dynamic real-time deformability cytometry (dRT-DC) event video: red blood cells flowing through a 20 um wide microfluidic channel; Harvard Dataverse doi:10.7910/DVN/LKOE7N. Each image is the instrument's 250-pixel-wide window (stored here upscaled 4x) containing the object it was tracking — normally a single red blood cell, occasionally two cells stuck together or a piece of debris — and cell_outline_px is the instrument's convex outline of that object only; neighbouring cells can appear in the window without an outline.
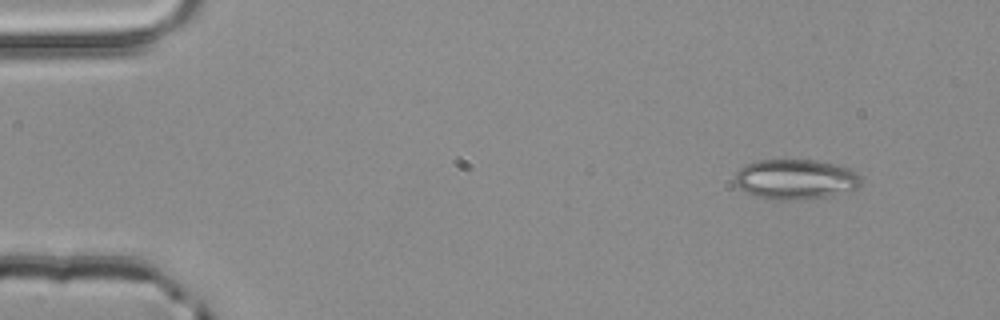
{"species": "common noctule bat (a hibernating species)", "species_latin": "Nyctalus noctula", "temperature_condition": "room temperature", "stored_images_in_passage": 3, "camera_frame_rate_fps": 3000, "um_per_image_px": 0.085, "animal": {"sex": "male", "body_mass_g": 20.4}, "frame": {"image": 1, "passage_image": 1, "time_ms": 0.0, "image_size_px": [1000, 320], "cell_outline_px": [[864, 176], [860, 188], [828, 196], [800, 200], [776, 200], [752, 196], [744, 192], [732, 180], [736, 172], [744, 164], [756, 160], [816, 160], [840, 164]], "centroid_in_image_um": [67.63, 15.24], "position_along_channel_um": 17.4, "area_um2": 30.29}}